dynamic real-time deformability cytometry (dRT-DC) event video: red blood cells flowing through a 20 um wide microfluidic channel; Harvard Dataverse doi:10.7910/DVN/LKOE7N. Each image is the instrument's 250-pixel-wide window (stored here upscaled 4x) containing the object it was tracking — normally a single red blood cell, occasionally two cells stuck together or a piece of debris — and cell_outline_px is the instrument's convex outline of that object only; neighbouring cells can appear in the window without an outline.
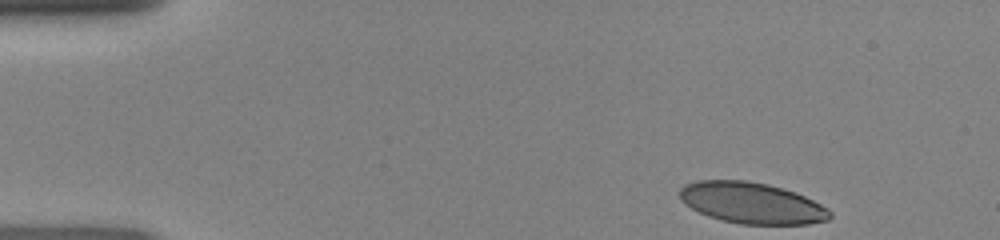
{"species": "human", "species_latin": "Homo sapiens", "temperature_condition": "room temperature", "stored_images_in_passage": 36, "camera_frame_rate_fps": 3000, "um_per_image_px": 0.085, "donor": {"sex": "female"}, "frame": {"image": 1, "passage_image": 1, "time_ms": 0.0, "image_size_px": [1000, 240], "cell_outline_px": [[832, 216], [828, 220], [808, 224], [740, 224], [708, 216], [684, 204], [680, 200], [680, 188], [684, 184], [696, 180], [748, 180], [768, 184], [796, 192], [828, 208], [832, 212]], "centroid_in_image_um": [63.89, 17.24], "position_along_channel_um": 21.1, "area_um2": 36.13}}
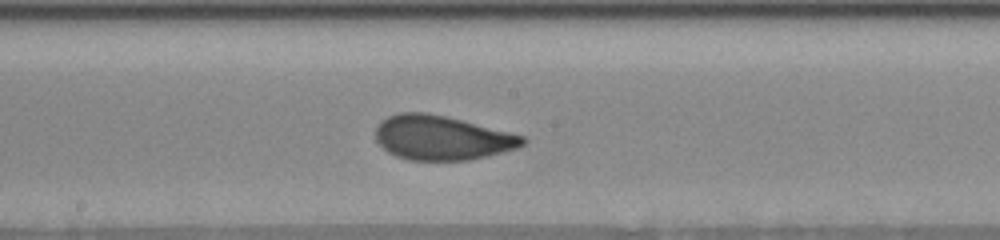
{"frame": {"image": 2, "passage_image": 21, "time_ms": 6.667, "image_size_px": [1000, 240], "cell_outline_px": [[528, 140], [524, 144], [516, 148], [468, 160], [408, 160], [396, 156], [388, 152], [376, 140], [376, 128], [388, 116], [400, 112], [428, 112], [448, 116], [524, 136]], "centroid_in_image_um": [37.55, 11.7], "position_along_channel_um": 210.7, "area_um2": 37.8}}
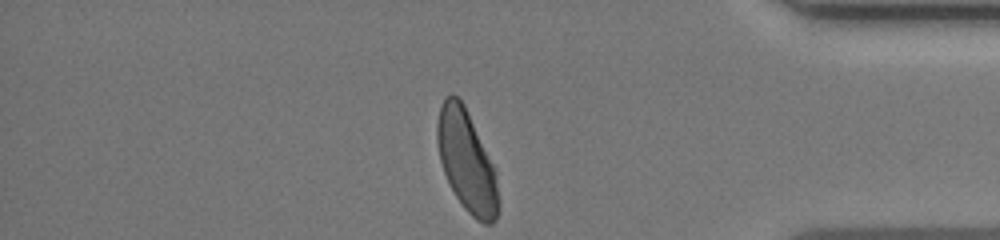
{"frame": {"image": 3, "passage_image": 36, "time_ms": 11.667, "image_size_px": [1000, 240], "cell_outline_px": [[500, 200], [496, 220], [492, 224], [484, 224], [476, 220], [464, 208], [456, 196], [444, 172], [440, 160], [436, 140], [436, 124], [440, 104], [444, 96], [452, 92], [464, 104], [496, 172]], "centroid_in_image_um": [39.66, 13.7], "position_along_channel_um": 395.5, "area_um2": 36.18}}